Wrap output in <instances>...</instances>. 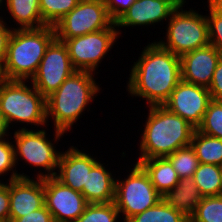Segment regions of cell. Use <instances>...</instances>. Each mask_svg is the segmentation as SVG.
<instances>
[{"label": "cell", "instance_id": "13", "mask_svg": "<svg viewBox=\"0 0 222 222\" xmlns=\"http://www.w3.org/2000/svg\"><path fill=\"white\" fill-rule=\"evenodd\" d=\"M44 204L54 222H75L89 204L81 192L63 185L55 177L44 178Z\"/></svg>", "mask_w": 222, "mask_h": 222}, {"label": "cell", "instance_id": "37", "mask_svg": "<svg viewBox=\"0 0 222 222\" xmlns=\"http://www.w3.org/2000/svg\"><path fill=\"white\" fill-rule=\"evenodd\" d=\"M9 127L10 126H8L4 115L0 111V139L5 138V136L7 138V136H9V135H7L8 134L7 131H8V129H10Z\"/></svg>", "mask_w": 222, "mask_h": 222}, {"label": "cell", "instance_id": "2", "mask_svg": "<svg viewBox=\"0 0 222 222\" xmlns=\"http://www.w3.org/2000/svg\"><path fill=\"white\" fill-rule=\"evenodd\" d=\"M94 73L76 70L46 98L47 119L54 120L55 141L72 128L89 102L99 93Z\"/></svg>", "mask_w": 222, "mask_h": 222}, {"label": "cell", "instance_id": "29", "mask_svg": "<svg viewBox=\"0 0 222 222\" xmlns=\"http://www.w3.org/2000/svg\"><path fill=\"white\" fill-rule=\"evenodd\" d=\"M197 130L222 140V101L211 100Z\"/></svg>", "mask_w": 222, "mask_h": 222}, {"label": "cell", "instance_id": "1", "mask_svg": "<svg viewBox=\"0 0 222 222\" xmlns=\"http://www.w3.org/2000/svg\"><path fill=\"white\" fill-rule=\"evenodd\" d=\"M180 81V57L153 42L144 47L134 62L127 90L132 96L146 99L149 107L163 106Z\"/></svg>", "mask_w": 222, "mask_h": 222}, {"label": "cell", "instance_id": "11", "mask_svg": "<svg viewBox=\"0 0 222 222\" xmlns=\"http://www.w3.org/2000/svg\"><path fill=\"white\" fill-rule=\"evenodd\" d=\"M75 71L66 45L55 38L47 47L31 84L47 98Z\"/></svg>", "mask_w": 222, "mask_h": 222}, {"label": "cell", "instance_id": "33", "mask_svg": "<svg viewBox=\"0 0 222 222\" xmlns=\"http://www.w3.org/2000/svg\"><path fill=\"white\" fill-rule=\"evenodd\" d=\"M211 100L222 101V57L218 61L213 78L208 87Z\"/></svg>", "mask_w": 222, "mask_h": 222}, {"label": "cell", "instance_id": "38", "mask_svg": "<svg viewBox=\"0 0 222 222\" xmlns=\"http://www.w3.org/2000/svg\"><path fill=\"white\" fill-rule=\"evenodd\" d=\"M209 6L222 16V0H208Z\"/></svg>", "mask_w": 222, "mask_h": 222}, {"label": "cell", "instance_id": "26", "mask_svg": "<svg viewBox=\"0 0 222 222\" xmlns=\"http://www.w3.org/2000/svg\"><path fill=\"white\" fill-rule=\"evenodd\" d=\"M80 0H39L42 20L47 26H55L75 8Z\"/></svg>", "mask_w": 222, "mask_h": 222}, {"label": "cell", "instance_id": "21", "mask_svg": "<svg viewBox=\"0 0 222 222\" xmlns=\"http://www.w3.org/2000/svg\"><path fill=\"white\" fill-rule=\"evenodd\" d=\"M7 10L19 29H38L47 26L42 20L39 0H6Z\"/></svg>", "mask_w": 222, "mask_h": 222}, {"label": "cell", "instance_id": "41", "mask_svg": "<svg viewBox=\"0 0 222 222\" xmlns=\"http://www.w3.org/2000/svg\"><path fill=\"white\" fill-rule=\"evenodd\" d=\"M220 195L222 196V166H221V191H220Z\"/></svg>", "mask_w": 222, "mask_h": 222}, {"label": "cell", "instance_id": "35", "mask_svg": "<svg viewBox=\"0 0 222 222\" xmlns=\"http://www.w3.org/2000/svg\"><path fill=\"white\" fill-rule=\"evenodd\" d=\"M10 198L9 183L0 181V222H9Z\"/></svg>", "mask_w": 222, "mask_h": 222}, {"label": "cell", "instance_id": "9", "mask_svg": "<svg viewBox=\"0 0 222 222\" xmlns=\"http://www.w3.org/2000/svg\"><path fill=\"white\" fill-rule=\"evenodd\" d=\"M115 23L107 29L73 37L64 42L73 67L78 71L94 72L120 35Z\"/></svg>", "mask_w": 222, "mask_h": 222}, {"label": "cell", "instance_id": "8", "mask_svg": "<svg viewBox=\"0 0 222 222\" xmlns=\"http://www.w3.org/2000/svg\"><path fill=\"white\" fill-rule=\"evenodd\" d=\"M114 23L103 0H80L58 21L54 30L58 40H67L110 28Z\"/></svg>", "mask_w": 222, "mask_h": 222}, {"label": "cell", "instance_id": "32", "mask_svg": "<svg viewBox=\"0 0 222 222\" xmlns=\"http://www.w3.org/2000/svg\"><path fill=\"white\" fill-rule=\"evenodd\" d=\"M136 0H103L111 19L116 22Z\"/></svg>", "mask_w": 222, "mask_h": 222}, {"label": "cell", "instance_id": "36", "mask_svg": "<svg viewBox=\"0 0 222 222\" xmlns=\"http://www.w3.org/2000/svg\"><path fill=\"white\" fill-rule=\"evenodd\" d=\"M6 24L7 23H5L4 20L0 18V66L1 67L3 66L5 62L6 55H7L8 42L14 30V29H10L9 27L7 28Z\"/></svg>", "mask_w": 222, "mask_h": 222}, {"label": "cell", "instance_id": "25", "mask_svg": "<svg viewBox=\"0 0 222 222\" xmlns=\"http://www.w3.org/2000/svg\"><path fill=\"white\" fill-rule=\"evenodd\" d=\"M166 158L171 162L179 178H192L200 164L191 145L177 149Z\"/></svg>", "mask_w": 222, "mask_h": 222}, {"label": "cell", "instance_id": "40", "mask_svg": "<svg viewBox=\"0 0 222 222\" xmlns=\"http://www.w3.org/2000/svg\"><path fill=\"white\" fill-rule=\"evenodd\" d=\"M178 5H184L185 4V0H174Z\"/></svg>", "mask_w": 222, "mask_h": 222}, {"label": "cell", "instance_id": "22", "mask_svg": "<svg viewBox=\"0 0 222 222\" xmlns=\"http://www.w3.org/2000/svg\"><path fill=\"white\" fill-rule=\"evenodd\" d=\"M191 147L200 163L222 166V140L211 137L195 129Z\"/></svg>", "mask_w": 222, "mask_h": 222}, {"label": "cell", "instance_id": "12", "mask_svg": "<svg viewBox=\"0 0 222 222\" xmlns=\"http://www.w3.org/2000/svg\"><path fill=\"white\" fill-rule=\"evenodd\" d=\"M210 101V92L207 87L181 80L163 106L197 129L202 123Z\"/></svg>", "mask_w": 222, "mask_h": 222}, {"label": "cell", "instance_id": "18", "mask_svg": "<svg viewBox=\"0 0 222 222\" xmlns=\"http://www.w3.org/2000/svg\"><path fill=\"white\" fill-rule=\"evenodd\" d=\"M116 179L98 162L87 173L86 185L83 186L82 195L88 203L114 202Z\"/></svg>", "mask_w": 222, "mask_h": 222}, {"label": "cell", "instance_id": "34", "mask_svg": "<svg viewBox=\"0 0 222 222\" xmlns=\"http://www.w3.org/2000/svg\"><path fill=\"white\" fill-rule=\"evenodd\" d=\"M13 222H54V219L44 204L41 208L20 218H16Z\"/></svg>", "mask_w": 222, "mask_h": 222}, {"label": "cell", "instance_id": "16", "mask_svg": "<svg viewBox=\"0 0 222 222\" xmlns=\"http://www.w3.org/2000/svg\"><path fill=\"white\" fill-rule=\"evenodd\" d=\"M179 5L174 0H136L115 22L116 27L149 26L162 20L169 21Z\"/></svg>", "mask_w": 222, "mask_h": 222}, {"label": "cell", "instance_id": "6", "mask_svg": "<svg viewBox=\"0 0 222 222\" xmlns=\"http://www.w3.org/2000/svg\"><path fill=\"white\" fill-rule=\"evenodd\" d=\"M183 6L179 5L171 14L166 42H158L179 57L210 44L207 17L191 9L183 11Z\"/></svg>", "mask_w": 222, "mask_h": 222}, {"label": "cell", "instance_id": "17", "mask_svg": "<svg viewBox=\"0 0 222 222\" xmlns=\"http://www.w3.org/2000/svg\"><path fill=\"white\" fill-rule=\"evenodd\" d=\"M94 157L81 152L75 147H69L65 152H61L58 163V175L55 178L63 185L82 192L86 185L87 173L98 163Z\"/></svg>", "mask_w": 222, "mask_h": 222}, {"label": "cell", "instance_id": "15", "mask_svg": "<svg viewBox=\"0 0 222 222\" xmlns=\"http://www.w3.org/2000/svg\"><path fill=\"white\" fill-rule=\"evenodd\" d=\"M9 222L44 205V179L18 178L9 180Z\"/></svg>", "mask_w": 222, "mask_h": 222}, {"label": "cell", "instance_id": "19", "mask_svg": "<svg viewBox=\"0 0 222 222\" xmlns=\"http://www.w3.org/2000/svg\"><path fill=\"white\" fill-rule=\"evenodd\" d=\"M202 197L192 178H180L178 184L163 195L162 199L190 218L200 204Z\"/></svg>", "mask_w": 222, "mask_h": 222}, {"label": "cell", "instance_id": "4", "mask_svg": "<svg viewBox=\"0 0 222 222\" xmlns=\"http://www.w3.org/2000/svg\"><path fill=\"white\" fill-rule=\"evenodd\" d=\"M56 38L53 26L38 29L15 28L10 36L2 66L6 80H31L47 47Z\"/></svg>", "mask_w": 222, "mask_h": 222}, {"label": "cell", "instance_id": "31", "mask_svg": "<svg viewBox=\"0 0 222 222\" xmlns=\"http://www.w3.org/2000/svg\"><path fill=\"white\" fill-rule=\"evenodd\" d=\"M208 21L209 42L213 45L222 56V16L216 13L210 6Z\"/></svg>", "mask_w": 222, "mask_h": 222}, {"label": "cell", "instance_id": "23", "mask_svg": "<svg viewBox=\"0 0 222 222\" xmlns=\"http://www.w3.org/2000/svg\"><path fill=\"white\" fill-rule=\"evenodd\" d=\"M192 179L203 197L220 196L221 166L200 163Z\"/></svg>", "mask_w": 222, "mask_h": 222}, {"label": "cell", "instance_id": "14", "mask_svg": "<svg viewBox=\"0 0 222 222\" xmlns=\"http://www.w3.org/2000/svg\"><path fill=\"white\" fill-rule=\"evenodd\" d=\"M221 57L220 52L211 44L185 53L180 57L181 80L208 88Z\"/></svg>", "mask_w": 222, "mask_h": 222}, {"label": "cell", "instance_id": "30", "mask_svg": "<svg viewBox=\"0 0 222 222\" xmlns=\"http://www.w3.org/2000/svg\"><path fill=\"white\" fill-rule=\"evenodd\" d=\"M14 144L7 141L6 138L0 139V175L4 176V173L8 171H13L10 175L9 180H15L18 178H30L28 175L18 174L17 171L12 170L16 168L15 154H14Z\"/></svg>", "mask_w": 222, "mask_h": 222}, {"label": "cell", "instance_id": "24", "mask_svg": "<svg viewBox=\"0 0 222 222\" xmlns=\"http://www.w3.org/2000/svg\"><path fill=\"white\" fill-rule=\"evenodd\" d=\"M127 222H189V218L161 199L151 208L131 217Z\"/></svg>", "mask_w": 222, "mask_h": 222}, {"label": "cell", "instance_id": "27", "mask_svg": "<svg viewBox=\"0 0 222 222\" xmlns=\"http://www.w3.org/2000/svg\"><path fill=\"white\" fill-rule=\"evenodd\" d=\"M189 222H222V196L202 197Z\"/></svg>", "mask_w": 222, "mask_h": 222}, {"label": "cell", "instance_id": "20", "mask_svg": "<svg viewBox=\"0 0 222 222\" xmlns=\"http://www.w3.org/2000/svg\"><path fill=\"white\" fill-rule=\"evenodd\" d=\"M136 163L145 170L154 188L161 196L178 184L180 178L166 157L138 160Z\"/></svg>", "mask_w": 222, "mask_h": 222}, {"label": "cell", "instance_id": "3", "mask_svg": "<svg viewBox=\"0 0 222 222\" xmlns=\"http://www.w3.org/2000/svg\"><path fill=\"white\" fill-rule=\"evenodd\" d=\"M195 128L164 106H150L140 142L138 160L165 158L177 149L189 146Z\"/></svg>", "mask_w": 222, "mask_h": 222}, {"label": "cell", "instance_id": "39", "mask_svg": "<svg viewBox=\"0 0 222 222\" xmlns=\"http://www.w3.org/2000/svg\"><path fill=\"white\" fill-rule=\"evenodd\" d=\"M5 80L6 79L4 77L3 68L0 66V87Z\"/></svg>", "mask_w": 222, "mask_h": 222}, {"label": "cell", "instance_id": "28", "mask_svg": "<svg viewBox=\"0 0 222 222\" xmlns=\"http://www.w3.org/2000/svg\"><path fill=\"white\" fill-rule=\"evenodd\" d=\"M120 213L111 203H89L75 222H116Z\"/></svg>", "mask_w": 222, "mask_h": 222}, {"label": "cell", "instance_id": "5", "mask_svg": "<svg viewBox=\"0 0 222 222\" xmlns=\"http://www.w3.org/2000/svg\"><path fill=\"white\" fill-rule=\"evenodd\" d=\"M26 81L5 80L0 87V111L8 126L12 122L45 125L47 121L46 98Z\"/></svg>", "mask_w": 222, "mask_h": 222}, {"label": "cell", "instance_id": "10", "mask_svg": "<svg viewBox=\"0 0 222 222\" xmlns=\"http://www.w3.org/2000/svg\"><path fill=\"white\" fill-rule=\"evenodd\" d=\"M46 136L45 130L33 131L26 129V127L14 132L15 145L13 146L16 163H18V156H20L30 165L42 167L47 171V174L45 172L44 175L41 172L37 174L36 179L55 177L58 174L53 170L58 168L61 153L55 149L54 144Z\"/></svg>", "mask_w": 222, "mask_h": 222}, {"label": "cell", "instance_id": "7", "mask_svg": "<svg viewBox=\"0 0 222 222\" xmlns=\"http://www.w3.org/2000/svg\"><path fill=\"white\" fill-rule=\"evenodd\" d=\"M161 199L148 174L138 163L134 164L126 179H116L114 204L119 213L125 216L124 222L151 208Z\"/></svg>", "mask_w": 222, "mask_h": 222}]
</instances>
